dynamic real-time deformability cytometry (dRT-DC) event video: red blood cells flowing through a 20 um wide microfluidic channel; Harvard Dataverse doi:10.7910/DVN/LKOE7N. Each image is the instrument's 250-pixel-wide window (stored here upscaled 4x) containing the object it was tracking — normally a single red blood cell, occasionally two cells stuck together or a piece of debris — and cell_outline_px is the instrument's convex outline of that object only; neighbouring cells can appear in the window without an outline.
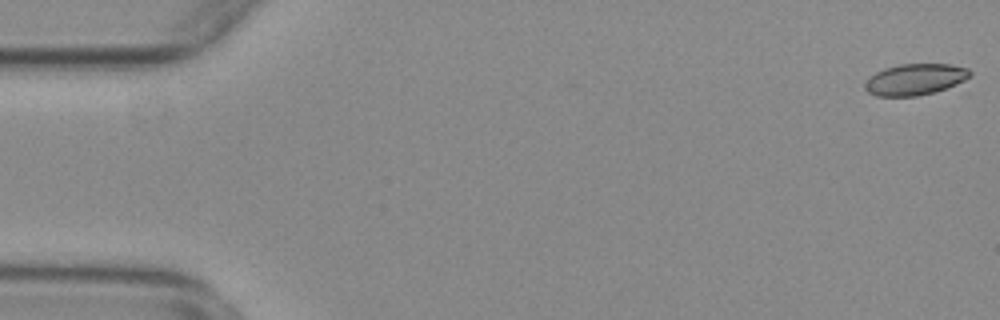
{"species": "common noctule bat (a hibernating species)", "species_latin": "Nyctalus noctula", "temperature_condition": "warm", "stored_images_in_passage": 18, "camera_frame_rate_fps": 3000, "um_per_image_px": 0.085, "animal": {"sex": "female", "body_mass_g": 29.2, "forearm_length_mm": 56.3}, "frame": {"image": 1, "passage_image": 1, "time_ms": 0.0, "image_size_px": [1000, 320], "cell_outline_px": [[972, 72], [964, 80], [944, 88], [932, 92], [916, 96], [876, 96], [868, 92], [864, 88], [864, 84], [876, 72], [884, 68], [900, 64], [948, 64], [968, 68]], "centroid_in_image_um": [77.74, 6.74], "position_along_channel_um": 7.3, "area_um2": 18.79}}